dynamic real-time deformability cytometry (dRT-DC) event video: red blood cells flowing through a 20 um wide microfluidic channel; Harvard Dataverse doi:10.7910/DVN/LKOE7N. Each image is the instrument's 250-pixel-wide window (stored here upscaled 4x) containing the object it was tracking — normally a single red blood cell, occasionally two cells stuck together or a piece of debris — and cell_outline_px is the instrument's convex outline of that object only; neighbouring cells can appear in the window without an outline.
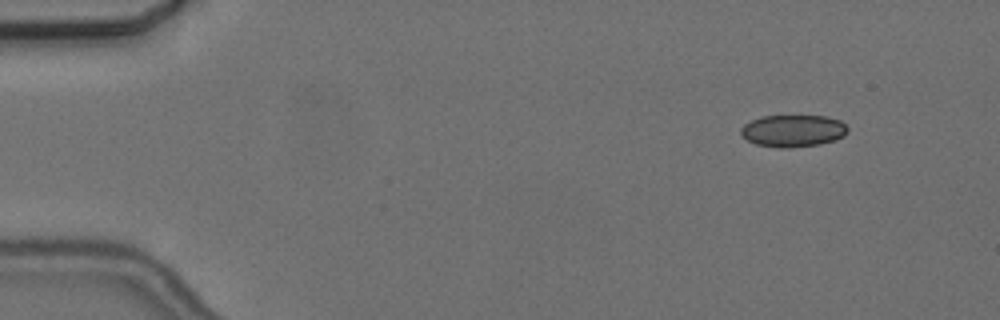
{"species": "common noctule bat (a hibernating species)", "species_latin": "Nyctalus noctula", "temperature_condition": "cold", "stored_images_in_passage": 4, "camera_frame_rate_fps": 3000, "um_per_image_px": 0.085, "animal": {"sex": "female", "body_mass_g": 24.6, "forearm_length_mm": 56.2}, "frame": {"image": 1, "passage_image": 1, "time_ms": 0.0, "image_size_px": [1000, 320], "cell_outline_px": [[848, 132], [844, 136], [836, 140], [820, 144], [788, 148], [780, 148], [756, 144], [740, 136], [740, 128], [744, 124], [760, 116], [828, 116], [840, 120], [848, 128]], "centroid_in_image_um": [67.41, 11.12], "position_along_channel_um": 17.6, "area_um2": 20.17}}